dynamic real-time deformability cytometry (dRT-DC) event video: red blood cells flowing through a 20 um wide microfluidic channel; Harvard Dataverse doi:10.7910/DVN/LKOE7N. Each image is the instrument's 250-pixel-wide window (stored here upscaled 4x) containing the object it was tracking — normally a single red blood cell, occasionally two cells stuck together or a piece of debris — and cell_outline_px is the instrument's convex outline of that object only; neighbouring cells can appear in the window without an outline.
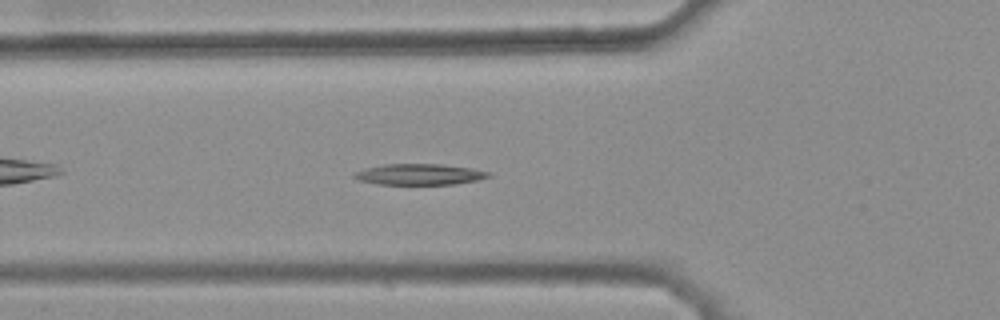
{"species": "common noctule bat (a hibernating species)", "species_latin": "Nyctalus noctula", "temperature_condition": "warm", "stored_images_in_passage": 35, "camera_frame_rate_fps": 3000, "um_per_image_px": 0.085, "animal": {"sex": "female", "body_mass_g": 25.1}, "frame": {"image": 1, "passage_image": 10, "time_ms": 3.0, "image_size_px": [1000, 320], "cell_outline_px": [[492, 176], [476, 180], [456, 184], [376, 184], [360, 180], [352, 176], [356, 172], [364, 168], [384, 164], [440, 164], [472, 168], [492, 172]], "centroid_in_image_um": [35.68, 14.81], "position_along_channel_um": 90.1, "area_um2": 16.42}}
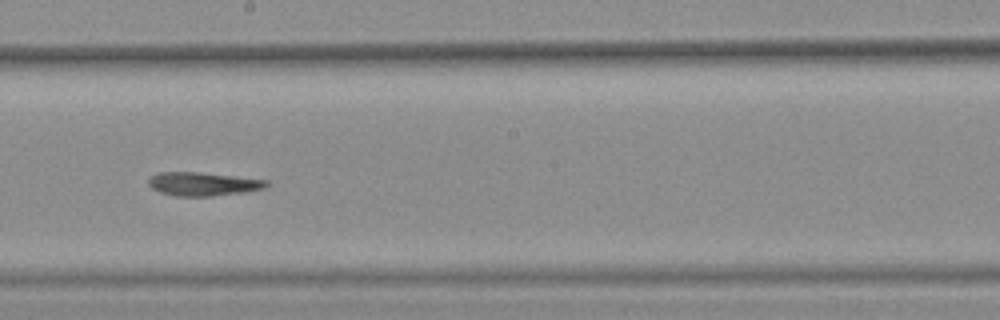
{"frame": {"image": 2, "passage_image": 21, "time_ms": 6.667, "image_size_px": [1000, 320], "cell_outline_px": [[268, 184], [264, 188], [244, 192], [212, 196], [176, 196], [160, 192], [152, 188], [148, 184], [148, 176], [160, 172], [200, 172], [268, 180]], "centroid_in_image_um": [17.22, 15.63], "position_along_channel_um": 231.0, "area_um2": 16.18}}
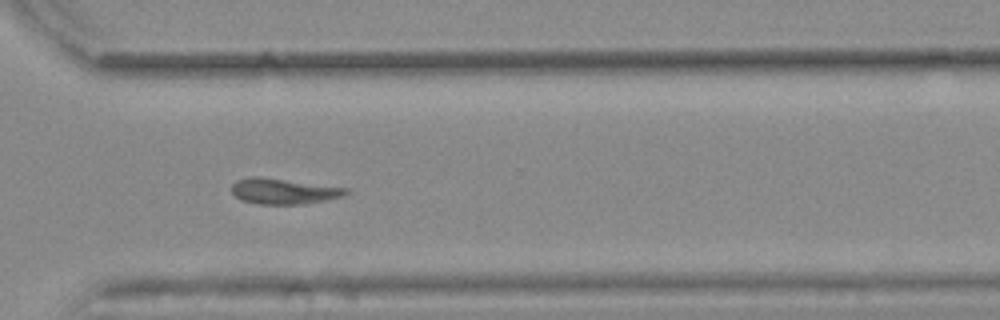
{"frame": {"image": 3, "passage_image": 30, "time_ms": 9.667, "image_size_px": [1000, 320], "cell_outline_px": [[348, 192], [344, 196], [304, 204], [260, 204], [240, 200], [232, 192], [232, 184], [236, 180], [248, 176], [260, 176], [348, 188]], "centroid_in_image_um": [24.07, 16.24], "position_along_channel_um": 346.5, "area_um2": 17.11}, "authors_computed_cell_mechanics": {"area_um2": 16.762, "velocity_mm_per_s": 3.8408, "shape_relaxation_time_tau1_ms": null, "shape_relaxation_time_tau2_ms": 10.0411, "deformation_change_tau1": null, "deformation_change_tau2": 0.2017}}